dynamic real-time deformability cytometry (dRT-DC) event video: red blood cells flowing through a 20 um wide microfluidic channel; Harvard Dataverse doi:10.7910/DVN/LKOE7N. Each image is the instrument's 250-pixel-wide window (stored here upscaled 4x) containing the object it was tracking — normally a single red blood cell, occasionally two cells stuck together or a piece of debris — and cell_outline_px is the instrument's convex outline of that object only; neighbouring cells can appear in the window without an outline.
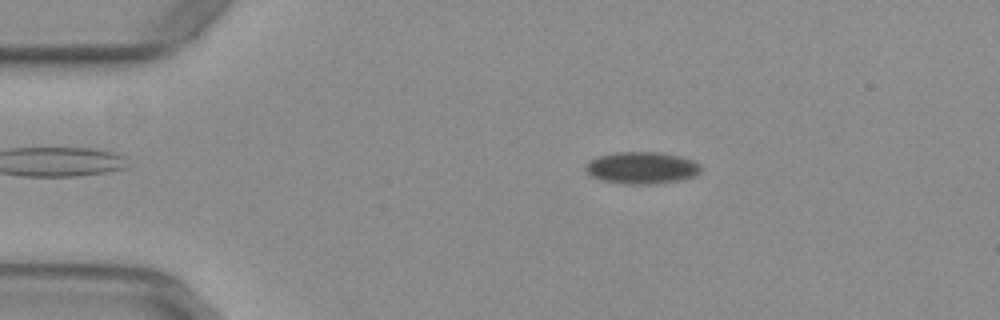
{"species": "common noctule bat (a hibernating species)", "species_latin": "Nyctalus noctula", "temperature_condition": "warm", "stored_images_in_passage": 54, "camera_frame_rate_fps": 3000, "um_per_image_px": 0.085, "animal": {"sex": "female", "body_mass_g": 29.2, "forearm_length_mm": 56.3}, "frame": {"image": 1, "passage_image": 10, "time_ms": 3.0, "image_size_px": [1000, 320], "cell_outline_px": [[700, 172], [684, 180], [656, 184], [624, 184], [604, 180], [592, 176], [584, 168], [588, 160], [600, 156], [616, 152], [656, 152], [680, 156], [692, 160], [700, 164]], "centroid_in_image_um": [54.56, 14.27], "position_along_channel_um": 30.4, "area_um2": 21.44}}
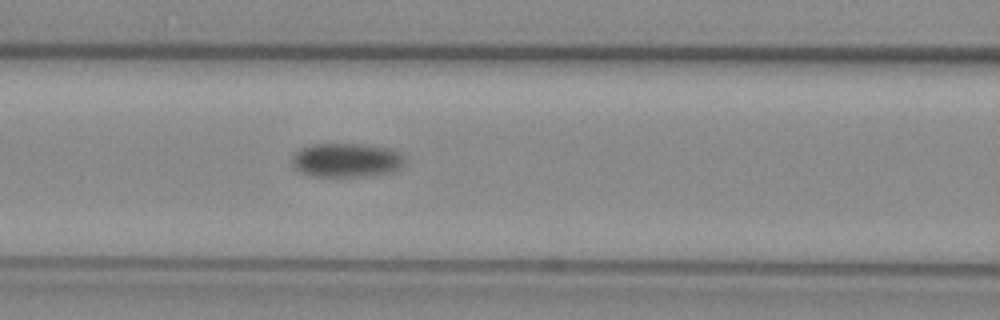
{"frame": {"image": 2, "passage_image": 23, "time_ms": 7.333, "image_size_px": [1000, 320], "cell_outline_px": [[404, 164], [392, 172], [360, 176], [308, 176], [300, 172], [292, 164], [292, 156], [300, 148], [312, 144], [360, 144], [392, 148], [400, 152], [404, 156]], "centroid_in_image_um": [29.44, 13.6], "position_along_channel_um": 137.2, "area_um2": 22.43}}
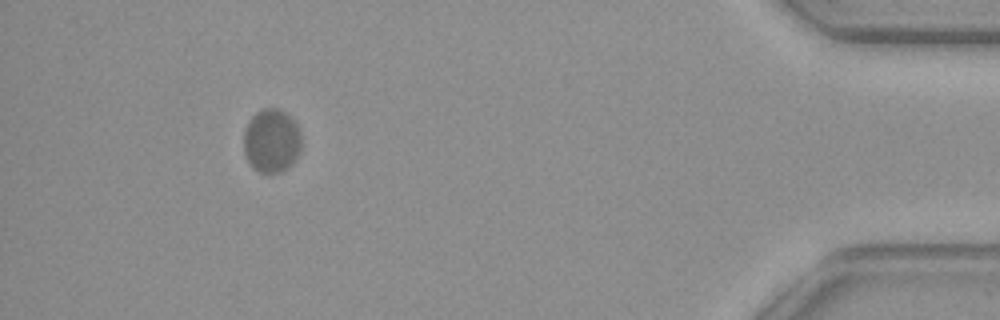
{"frame": {"image": 3, "passage_image": 50, "time_ms": 16.333, "image_size_px": [1000, 320], "cell_outline_px": [[300, 152], [292, 164], [288, 168], [280, 172], [260, 172], [252, 168], [244, 152], [244, 128], [248, 120], [256, 112], [264, 108], [276, 108], [284, 112], [296, 124], [300, 132]], "centroid_in_image_um": [23.06, 11.97], "position_along_channel_um": 412.1, "area_um2": 21.39}, "authors_computed_cell_mechanics": {"area_um2": 21.8484, "velocity_mm_per_s": 3.7739, "shape_relaxation_time_tau1_ms": 2.3651, "shape_relaxation_time_tau2_ms": 3.495, "deformation_change_tau1": 0.0341, "deformation_change_tau2": 0.0259}}